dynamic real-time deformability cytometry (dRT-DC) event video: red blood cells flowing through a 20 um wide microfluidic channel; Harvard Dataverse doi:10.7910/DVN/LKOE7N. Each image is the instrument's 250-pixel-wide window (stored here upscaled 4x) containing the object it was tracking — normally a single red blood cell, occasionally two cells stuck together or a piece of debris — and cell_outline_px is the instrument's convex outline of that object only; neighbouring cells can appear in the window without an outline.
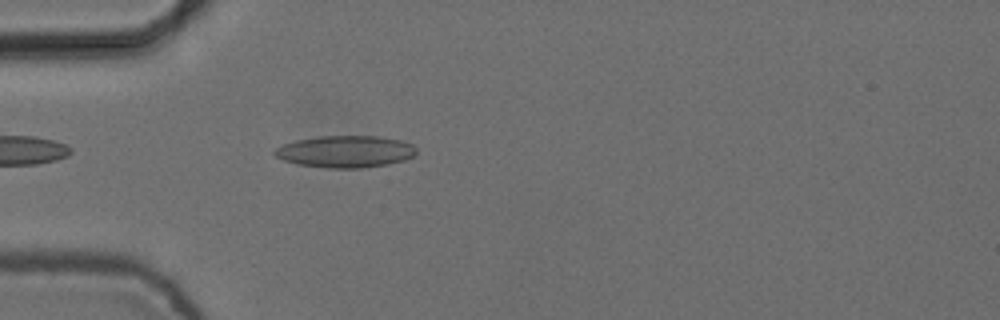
{"species": "common noctule bat (a hibernating species)", "species_latin": "Nyctalus noctula", "temperature_condition": "cold", "stored_images_in_passage": 4, "camera_frame_rate_fps": 3000, "um_per_image_px": 0.085, "animal": {"sex": "female", "body_mass_g": 24.6, "forearm_length_mm": 56.2}, "frame": {"image": 1, "passage_image": 4, "time_ms": 1.0, "image_size_px": [1000, 320], "cell_outline_px": [[416, 152], [412, 156], [404, 160], [388, 164], [360, 168], [328, 168], [296, 164], [284, 160], [276, 156], [272, 152], [276, 148], [284, 144], [296, 140], [316, 136], [380, 136], [400, 140], [412, 144], [416, 148]], "centroid_in_image_um": [29.35, 12.88], "position_along_channel_um": 55.7, "area_um2": 26.36}}